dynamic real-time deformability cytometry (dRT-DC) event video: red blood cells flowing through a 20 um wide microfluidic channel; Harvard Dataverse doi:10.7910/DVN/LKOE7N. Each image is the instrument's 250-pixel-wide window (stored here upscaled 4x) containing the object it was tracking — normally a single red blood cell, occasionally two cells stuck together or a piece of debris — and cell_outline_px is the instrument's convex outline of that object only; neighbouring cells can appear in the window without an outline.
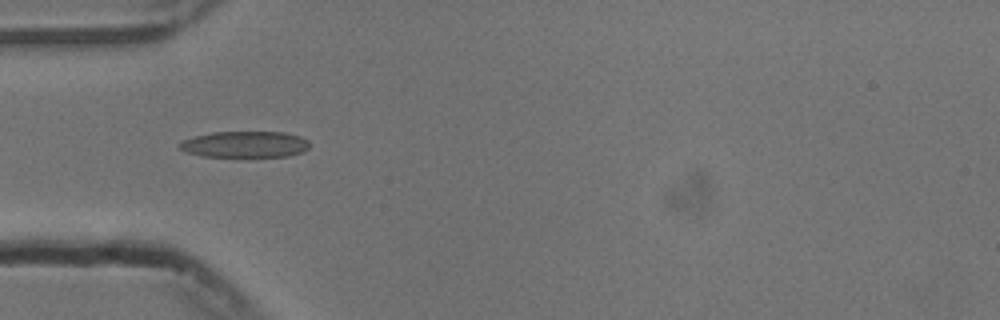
{"species": "common noctule bat (a hibernating species)", "species_latin": "Nyctalus noctula", "temperature_condition": "cold", "stored_images_in_passage": 14, "camera_frame_rate_fps": 3000, "um_per_image_px": 0.085, "animal": {"sex": "male", "body_mass_g": 13.3}, "frame": {"image": 1, "passage_image": 5, "time_ms": 1.333, "image_size_px": [1000, 320], "cell_outline_px": [[308, 148], [304, 152], [288, 156], [200, 156], [184, 152], [176, 144], [184, 140], [196, 136], [212, 132], [284, 132], [300, 136], [308, 140]], "centroid_in_image_um": [20.81, 12.27], "position_along_channel_um": 64.2, "area_um2": 19.88}}
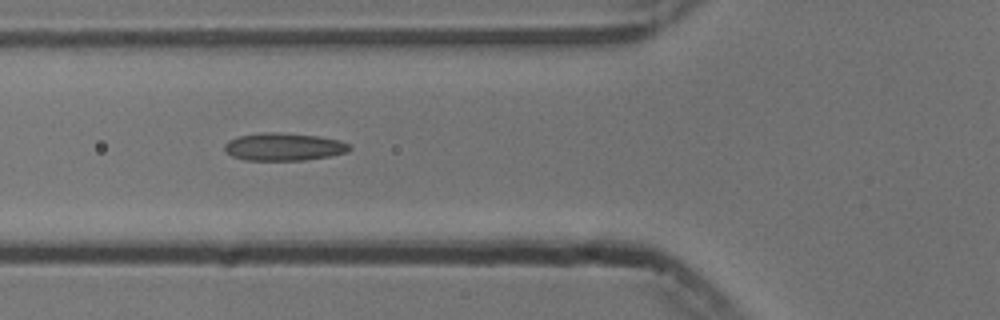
{"frame": {"image": 2, "passage_image": 8, "time_ms": 2.333, "image_size_px": [1000, 320], "cell_outline_px": [[352, 148], [348, 152], [328, 156], [304, 160], [244, 160], [232, 156], [224, 148], [224, 144], [228, 140], [240, 136], [260, 132], [280, 132], [320, 136], [340, 140], [348, 144]], "centroid_in_image_um": [24.13, 12.47], "position_along_channel_um": 101.7, "area_um2": 20.23}}
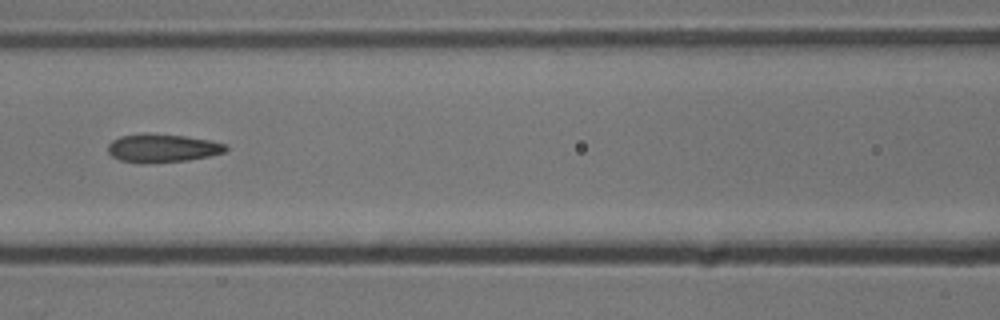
{"frame": {"image": 3, "passage_image": 12, "time_ms": 3.667, "image_size_px": [1000, 320], "cell_outline_px": [[228, 148], [224, 152], [208, 156], [188, 160], [144, 164], [140, 164], [120, 160], [112, 156], [108, 152], [108, 144], [112, 140], [120, 136], [144, 132], [148, 132], [184, 136], [208, 140], [224, 144]], "centroid_in_image_um": [13.73, 12.59], "position_along_channel_um": 152.9, "area_um2": 19.65}}